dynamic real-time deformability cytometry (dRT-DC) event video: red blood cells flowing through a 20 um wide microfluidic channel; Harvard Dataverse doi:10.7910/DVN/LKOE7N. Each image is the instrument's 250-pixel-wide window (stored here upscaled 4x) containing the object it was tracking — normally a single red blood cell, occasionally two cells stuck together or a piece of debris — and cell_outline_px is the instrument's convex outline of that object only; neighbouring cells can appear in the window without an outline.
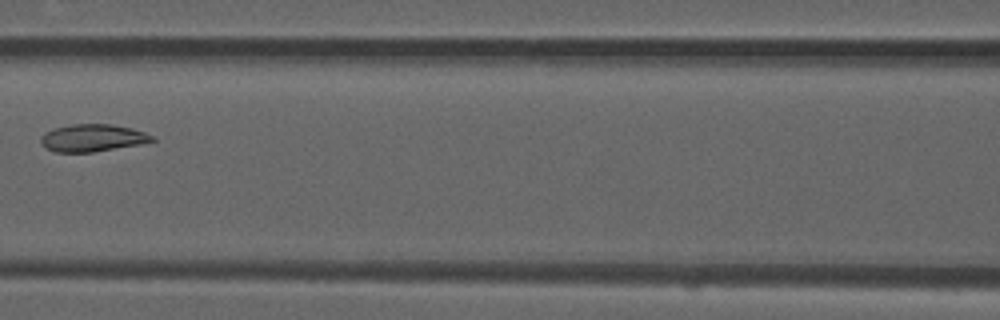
{"species": "common noctule bat (a hibernating species)", "species_latin": "Nyctalus noctula", "temperature_condition": "room temperature", "stored_images_in_passage": 8, "camera_frame_rate_fps": 3000, "um_per_image_px": 0.085, "animal": {"sex": "male", "forearm_length_mm": 52.5}, "frame": {"image": 1, "passage_image": 7, "time_ms": 2.0, "image_size_px": [1000, 320], "cell_outline_px": [[156, 140], [140, 144], [92, 152], [56, 152], [44, 148], [40, 144], [40, 136], [44, 132], [52, 128], [72, 124], [112, 124], [132, 128], [156, 136]], "centroid_in_image_um": [7.83, 11.72], "position_along_channel_um": 158.8, "area_um2": 17.98}}
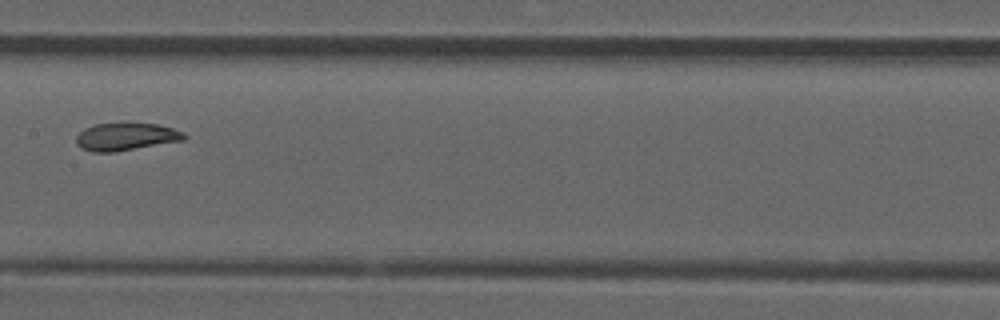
{"frame": {"image": 2, "passage_image": 8, "time_ms": 2.333, "image_size_px": [1000, 320], "cell_outline_px": [[188, 136], [184, 140], [116, 152], [92, 152], [80, 148], [76, 144], [76, 136], [84, 128], [96, 124], [128, 120], [160, 124], [184, 132]], "centroid_in_image_um": [10.72, 11.57], "position_along_channel_um": 196.7, "area_um2": 18.26}}